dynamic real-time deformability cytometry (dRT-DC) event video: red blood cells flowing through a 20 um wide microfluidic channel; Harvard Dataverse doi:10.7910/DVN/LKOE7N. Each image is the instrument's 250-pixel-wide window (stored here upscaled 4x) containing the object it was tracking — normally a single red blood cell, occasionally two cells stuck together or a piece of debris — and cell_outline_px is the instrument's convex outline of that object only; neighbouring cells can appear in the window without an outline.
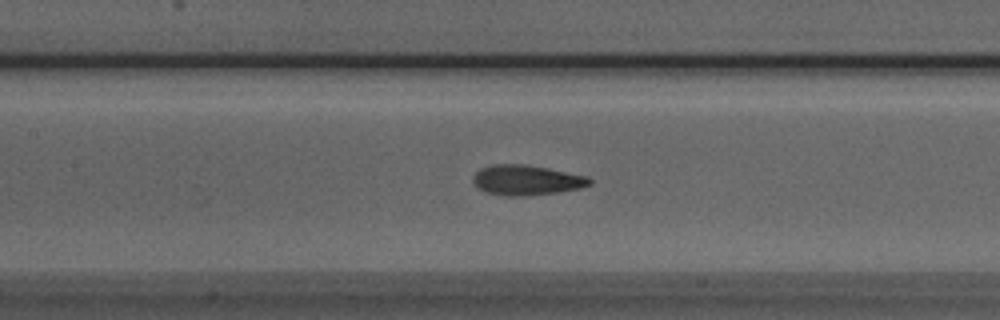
{"species": "Egyptian fruit bat (a non-hibernating species)", "species_latin": "Rousettus aegyptiacus", "temperature_condition": "room temperature", "stored_images_in_passage": 37, "camera_frame_rate_fps": 3000, "um_per_image_px": 0.085, "animal": {"sex": "male"}, "frame": {"image": 1, "passage_image": 8, "time_ms": 2.333, "image_size_px": [1000, 320], "cell_outline_px": [[592, 184], [580, 188], [556, 192], [524, 196], [508, 196], [484, 192], [476, 188], [472, 180], [472, 176], [480, 168], [492, 164], [524, 164], [548, 168], [588, 176], [592, 180]], "centroid_in_image_um": [44.71, 15.3], "position_along_channel_um": 162.7, "area_um2": 20.63}}
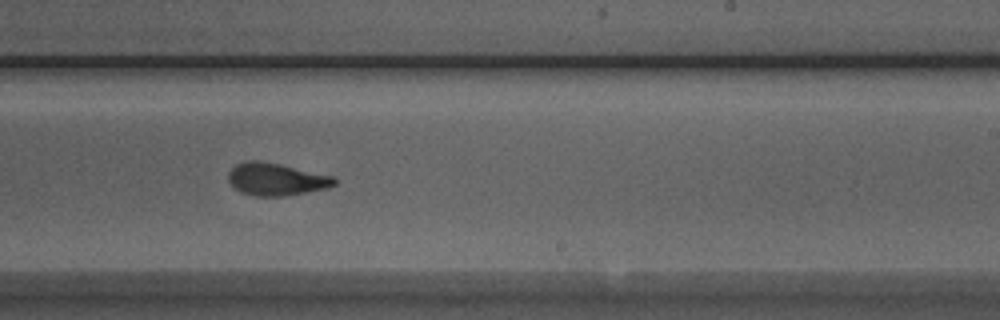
{"frame": {"image": 2, "passage_image": 16, "time_ms": 5.0, "image_size_px": [1000, 320], "cell_outline_px": [[336, 184], [328, 188], [284, 196], [256, 196], [240, 192], [228, 180], [228, 172], [236, 164], [244, 160], [256, 160], [280, 164], [332, 176], [336, 180]], "centroid_in_image_um": [23.45, 15.23], "position_along_channel_um": 265.6, "area_um2": 19.94}}
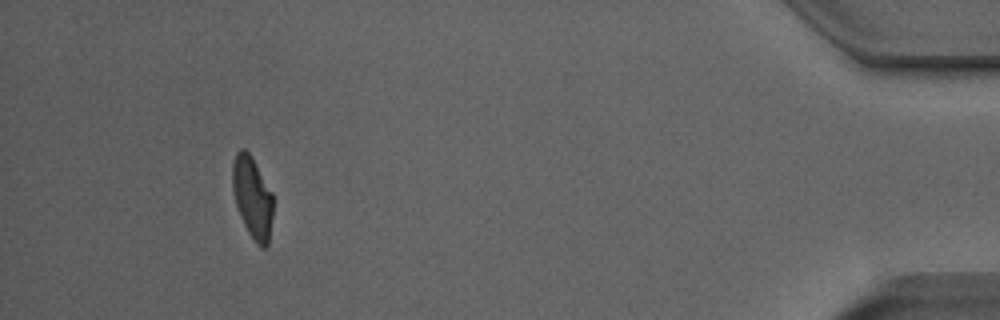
{"frame": {"image": 3, "passage_image": 33, "time_ms": 10.667, "image_size_px": [1000, 320], "cell_outline_px": [[272, 216], [268, 244], [264, 248], [260, 248], [256, 244], [248, 232], [240, 216], [236, 204], [232, 188], [232, 164], [236, 152], [240, 148], [244, 148], [252, 156], [272, 192]], "centroid_in_image_um": [21.44, 16.76], "position_along_channel_um": 413.8, "area_um2": 19.36}}